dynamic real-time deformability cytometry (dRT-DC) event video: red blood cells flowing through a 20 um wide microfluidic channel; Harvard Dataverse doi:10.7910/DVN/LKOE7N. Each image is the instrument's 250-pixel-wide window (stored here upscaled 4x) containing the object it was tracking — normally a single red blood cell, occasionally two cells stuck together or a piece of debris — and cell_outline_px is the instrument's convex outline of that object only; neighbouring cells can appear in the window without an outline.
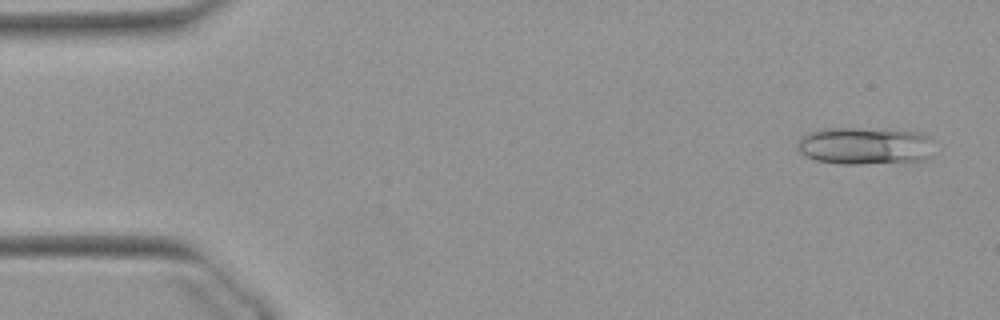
{"species": "Egyptian fruit bat (a non-hibernating species)", "species_latin": "Rousettus aegyptiacus", "temperature_condition": "warm", "stored_images_in_passage": 51, "camera_frame_rate_fps": 3000, "um_per_image_px": 0.085, "animal": {"sex": "female"}, "frame": {"image": 1, "passage_image": 2, "time_ms": 0.333, "image_size_px": [1000, 320], "cell_outline_px": [[932, 156], [928, 160], [908, 164], [840, 164], [816, 160], [804, 156], [800, 152], [800, 140], [808, 132], [832, 128], [884, 128], [920, 132], [928, 136], [932, 140]], "centroid_in_image_um": [73.67, 12.42], "position_along_channel_um": 11.3, "area_um2": 30.75}}
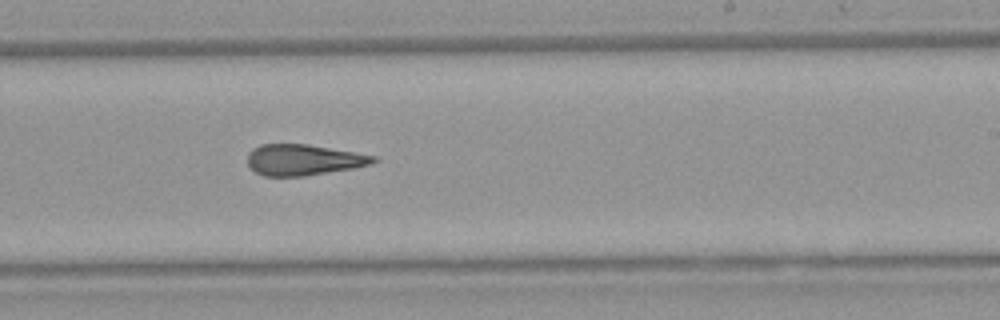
{"frame": {"image": 2, "passage_image": 30, "time_ms": 9.667, "image_size_px": [1000, 320], "cell_outline_px": [[380, 160], [372, 164], [352, 168], [304, 176], [264, 176], [256, 172], [248, 164], [248, 152], [252, 148], [260, 144], [308, 144], [356, 152], [376, 156]], "centroid_in_image_um": [25.81, 13.57], "position_along_channel_um": 263.2, "area_um2": 22.77}}
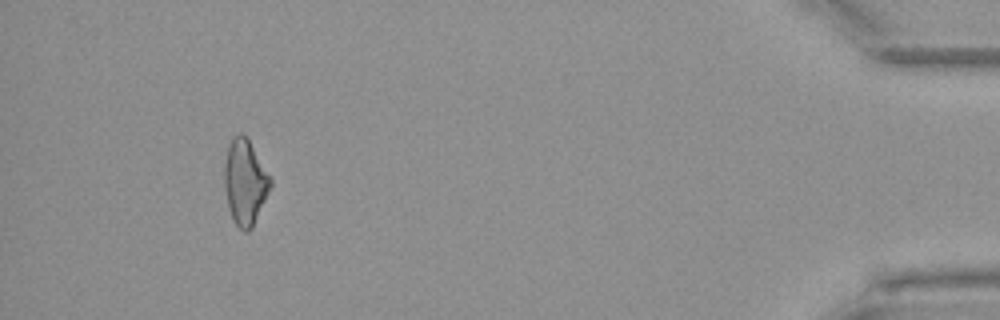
{"frame": {"image": 3, "passage_image": 47, "time_ms": 15.333, "image_size_px": [1000, 320], "cell_outline_px": [[272, 184], [252, 228], [248, 232], [244, 232], [232, 220], [228, 208], [224, 188], [224, 164], [228, 148], [232, 136], [240, 132], [244, 132], [272, 180]], "centroid_in_image_um": [20.8, 15.48], "position_along_channel_um": 414.4, "area_um2": 22.89}, "authors_computed_cell_mechanics": {"area_um2": 23.7558, "velocity_mm_per_s": 3.9242, "shape_relaxation_time_tau1_ms": null, "shape_relaxation_time_tau2_ms": 3.2681, "deformation_change_tau1": null, "deformation_change_tau2": 0.1403}}